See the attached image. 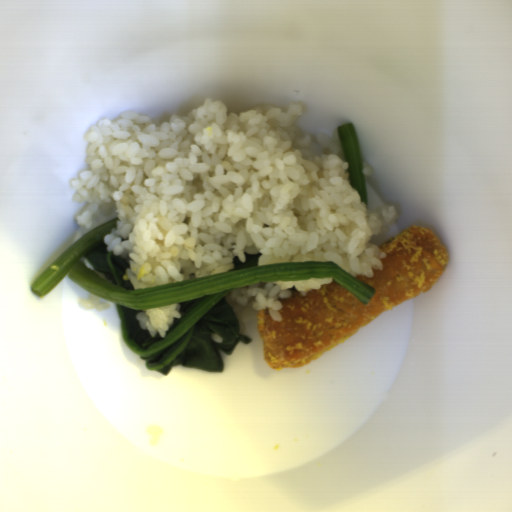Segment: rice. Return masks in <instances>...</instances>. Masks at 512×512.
<instances>
[{"label": "rice", "mask_w": 512, "mask_h": 512, "mask_svg": "<svg viewBox=\"0 0 512 512\" xmlns=\"http://www.w3.org/2000/svg\"><path fill=\"white\" fill-rule=\"evenodd\" d=\"M301 114L294 103L237 116L208 98L168 122L133 110L97 121L84 134L90 169L70 181L73 203H86L73 243L118 218L103 242L129 262L134 289L226 272L244 253H261L260 267L333 261L373 276L387 254L369 241L398 213L368 209L349 184L339 130L314 142Z\"/></svg>", "instance_id": "652b925c"}, {"label": "rice", "mask_w": 512, "mask_h": 512, "mask_svg": "<svg viewBox=\"0 0 512 512\" xmlns=\"http://www.w3.org/2000/svg\"><path fill=\"white\" fill-rule=\"evenodd\" d=\"M181 308V304L177 303L145 309L144 311L137 312L135 318L139 321L140 329L147 330L150 338H155L159 335L161 339H164L167 336V332L172 328L174 319H182Z\"/></svg>", "instance_id": "023b6e5f"}]
</instances>
